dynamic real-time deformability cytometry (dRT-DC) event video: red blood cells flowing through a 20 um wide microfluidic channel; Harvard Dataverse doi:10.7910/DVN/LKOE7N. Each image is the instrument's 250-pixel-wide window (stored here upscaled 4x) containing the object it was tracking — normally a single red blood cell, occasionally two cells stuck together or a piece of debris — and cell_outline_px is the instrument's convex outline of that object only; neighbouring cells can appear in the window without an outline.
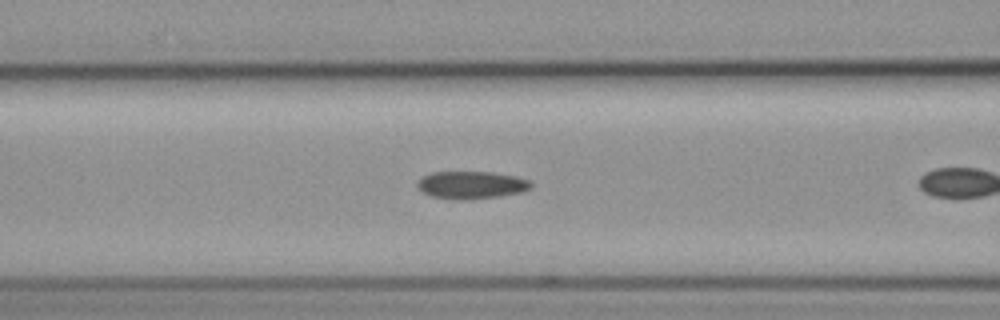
{"species": "common noctule bat (a hibernating species)", "species_latin": "Nyctalus noctula", "temperature_condition": "cold", "stored_images_in_passage": 31, "camera_frame_rate_fps": 3000, "um_per_image_px": 0.085, "animal": {"sex": "female", "body_mass_g": 19.3, "forearm_length_mm": 54.1}, "frame": {"image": 1, "passage_image": 10, "time_ms": 3.0, "image_size_px": [1000, 320], "cell_outline_px": [[532, 188], [524, 192], [468, 200], [452, 200], [432, 196], [424, 192], [416, 184], [424, 176], [432, 172], [492, 172], [516, 176], [528, 180], [532, 184]], "centroid_in_image_um": [40.1, 15.73], "position_along_channel_um": 126.5, "area_um2": 18.21}}
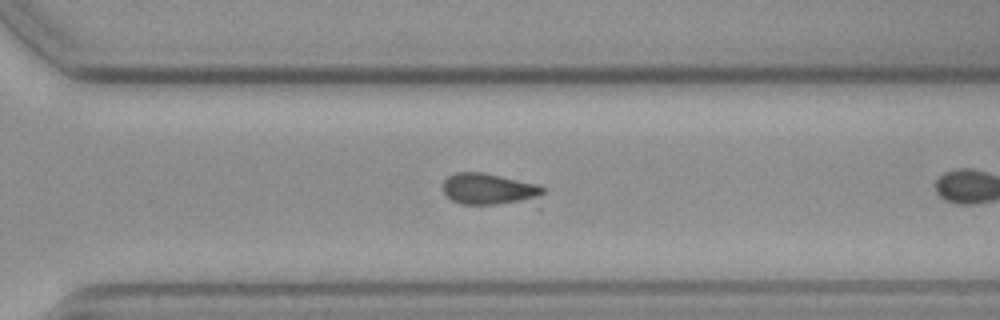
{"frame": {"image": 2, "passage_image": 27, "time_ms": 8.667, "image_size_px": [1000, 320], "cell_outline_px": [[544, 192], [536, 200], [496, 204], [460, 204], [452, 200], [444, 192], [444, 180], [448, 176], [456, 172], [484, 172], [540, 184], [544, 188]], "centroid_in_image_um": [41.6, 16.05], "position_along_channel_um": 329.0, "area_um2": 18.38}}